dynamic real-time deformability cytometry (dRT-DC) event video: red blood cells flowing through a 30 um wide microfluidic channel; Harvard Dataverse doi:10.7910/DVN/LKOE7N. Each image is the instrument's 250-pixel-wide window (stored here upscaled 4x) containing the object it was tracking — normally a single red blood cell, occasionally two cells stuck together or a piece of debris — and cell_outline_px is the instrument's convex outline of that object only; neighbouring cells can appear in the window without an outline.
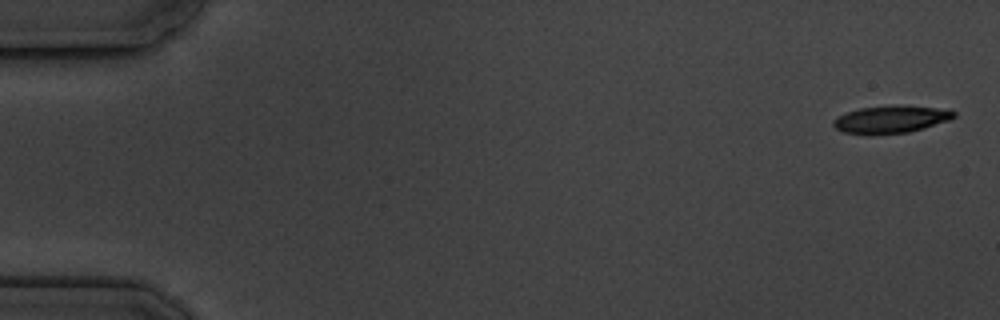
{"species": "common noctule bat (a hibernating species)", "species_latin": "Nyctalus noctula", "temperature_condition": "cold", "stored_images_in_passage": 5, "camera_frame_rate_fps": 3000, "um_per_image_px": 0.085, "animal": {"sex": "male", "body_mass_g": 19.5, "forearm_length_mm": 54.6}, "frame": {"image": 1, "passage_image": 1, "time_ms": 0.0, "image_size_px": [1000, 320], "cell_outline_px": [[956, 116], [948, 120], [924, 128], [908, 132], [872, 136], [844, 132], [836, 128], [832, 124], [832, 120], [848, 112], [860, 108], [948, 108], [956, 112]], "centroid_in_image_um": [75.7, 10.21], "position_along_channel_um": 9.3, "area_um2": 18.5}}
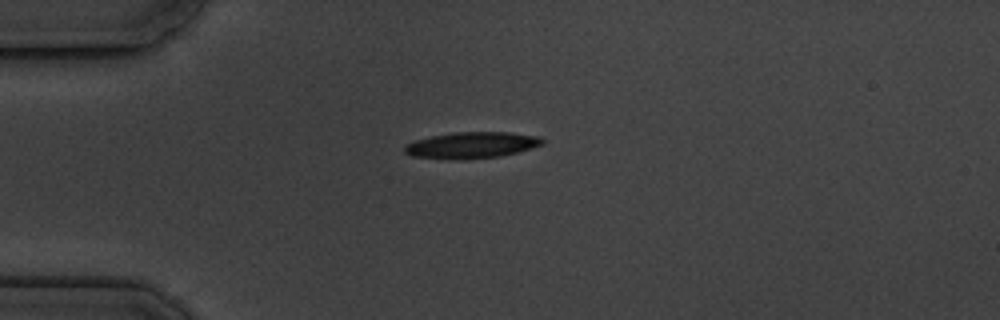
{"frame": {"image": 2, "passage_image": 4, "time_ms": 4.333, "image_size_px": [1000, 320], "cell_outline_px": [[544, 144], [532, 148], [500, 156], [468, 160], [460, 160], [412, 156], [404, 152], [404, 144], [416, 140], [432, 136], [452, 132], [512, 132], [536, 136], [544, 140]], "centroid_in_image_um": [40.08, 12.34], "position_along_channel_um": 44.9, "area_um2": 21.21}}